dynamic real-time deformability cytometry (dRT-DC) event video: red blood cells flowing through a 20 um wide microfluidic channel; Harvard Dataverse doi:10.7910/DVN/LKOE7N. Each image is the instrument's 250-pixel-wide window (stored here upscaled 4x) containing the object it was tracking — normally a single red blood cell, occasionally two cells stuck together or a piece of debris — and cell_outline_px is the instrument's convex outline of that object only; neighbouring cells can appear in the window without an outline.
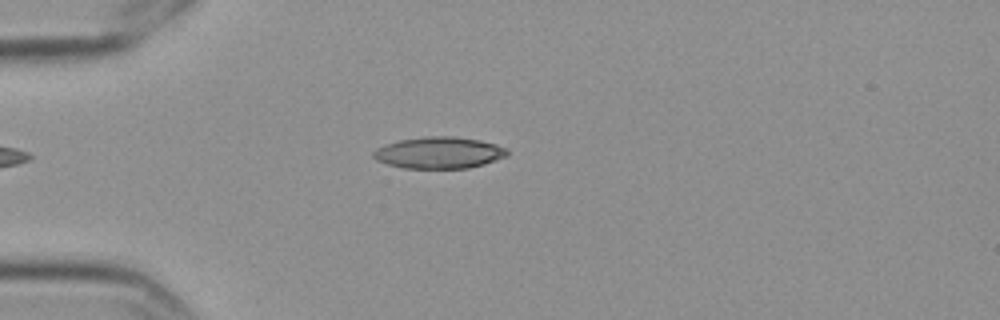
{"species": "Egyptian fruit bat (a non-hibernating species)", "species_latin": "Rousettus aegyptiacus", "temperature_condition": "cold", "stored_images_in_passage": 5, "camera_frame_rate_fps": 3000, "um_per_image_px": 0.085, "frame": {"image": 1, "passage_image": 4, "time_ms": 1.0, "image_size_px": [1000, 320], "cell_outline_px": [[508, 156], [484, 164], [468, 168], [404, 168], [388, 164], [376, 160], [372, 156], [372, 152], [376, 148], [400, 140], [428, 136], [452, 136], [480, 140], [496, 144], [508, 148]], "centroid_in_image_um": [37.35, 12.98], "position_along_channel_um": 47.7, "area_um2": 24.62}}